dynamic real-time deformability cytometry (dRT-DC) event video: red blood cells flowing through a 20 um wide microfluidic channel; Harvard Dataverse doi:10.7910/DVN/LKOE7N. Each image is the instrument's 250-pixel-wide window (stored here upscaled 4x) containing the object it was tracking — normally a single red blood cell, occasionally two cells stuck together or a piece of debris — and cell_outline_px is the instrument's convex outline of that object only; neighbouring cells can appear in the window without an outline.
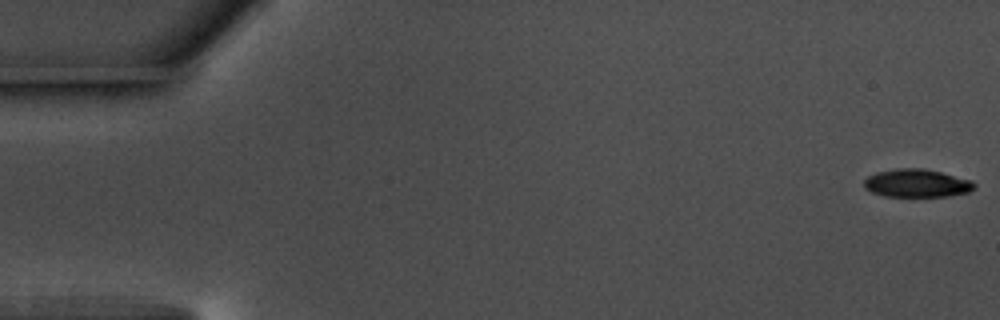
{"species": "common noctule bat (a hibernating species)", "species_latin": "Nyctalus noctula", "temperature_condition": "warm", "stored_images_in_passage": 8, "camera_frame_rate_fps": 3000, "um_per_image_px": 0.085, "animal": {"sex": "male", "body_mass_g": 17.5, "forearm_length_mm": 52.3}, "frame": {"image": 1, "passage_image": 1, "time_ms": 0.0, "image_size_px": [1000, 320], "cell_outline_px": [[976, 188], [968, 192], [948, 196], [884, 196], [872, 192], [864, 188], [864, 180], [868, 176], [876, 172], [896, 168], [924, 168], [972, 180], [976, 184]], "centroid_in_image_um": [77.93, 15.57], "position_along_channel_um": 7.1, "area_um2": 18.09}}